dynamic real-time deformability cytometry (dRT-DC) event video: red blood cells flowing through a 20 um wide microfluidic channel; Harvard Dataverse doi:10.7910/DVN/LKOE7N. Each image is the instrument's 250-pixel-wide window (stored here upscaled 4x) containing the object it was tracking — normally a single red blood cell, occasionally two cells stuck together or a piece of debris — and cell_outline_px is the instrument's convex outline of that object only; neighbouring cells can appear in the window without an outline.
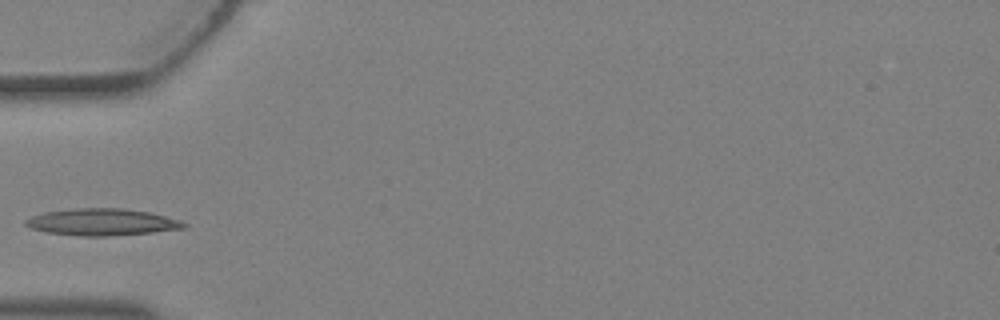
{"species": "Egyptian fruit bat (a non-hibernating species)", "species_latin": "Rousettus aegyptiacus", "temperature_condition": "warm", "stored_images_in_passage": 2, "camera_frame_rate_fps": 3000, "um_per_image_px": 0.085, "animal": {"sex": "female"}, "frame": {"image": 1, "passage_image": 2, "time_ms": 0.333, "image_size_px": [1000, 320], "cell_outline_px": [[188, 228], [152, 232], [108, 236], [84, 236], [48, 232], [32, 228], [24, 224], [24, 220], [32, 216], [44, 212], [76, 208], [120, 208], [148, 212], [180, 220], [188, 224]], "centroid_in_image_um": [8.69, 18.87], "position_along_channel_um": 76.3, "area_um2": 24.57}}